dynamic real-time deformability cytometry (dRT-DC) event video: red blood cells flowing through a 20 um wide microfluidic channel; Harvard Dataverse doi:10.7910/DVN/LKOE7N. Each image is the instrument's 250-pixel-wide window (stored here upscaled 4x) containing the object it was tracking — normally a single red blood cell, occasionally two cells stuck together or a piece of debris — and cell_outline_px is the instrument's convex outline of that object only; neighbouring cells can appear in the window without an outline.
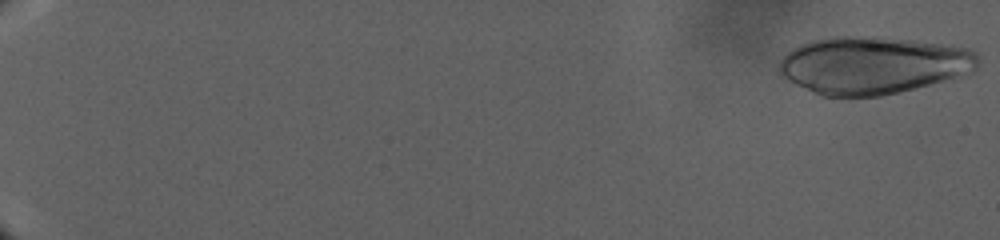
{"species": "human", "species_latin": "Homo sapiens", "temperature_condition": "warm", "stored_images_in_passage": 31, "camera_frame_rate_fps": 3000, "um_per_image_px": 0.085, "donor": {"sex": "male"}, "frame": {"image": 1, "passage_image": 1, "time_ms": 0.0, "image_size_px": [1000, 240], "cell_outline_px": [[980, 60], [976, 68], [972, 72], [928, 84], [880, 96], [824, 96], [796, 84], [780, 76], [776, 68], [780, 60], [792, 48], [800, 44], [812, 40], [832, 36], [876, 36], [912, 40], [968, 48], [976, 52]], "centroid_in_image_um": [74.16, 5.52], "position_along_channel_um": 10.8, "area_um2": 66.3}}